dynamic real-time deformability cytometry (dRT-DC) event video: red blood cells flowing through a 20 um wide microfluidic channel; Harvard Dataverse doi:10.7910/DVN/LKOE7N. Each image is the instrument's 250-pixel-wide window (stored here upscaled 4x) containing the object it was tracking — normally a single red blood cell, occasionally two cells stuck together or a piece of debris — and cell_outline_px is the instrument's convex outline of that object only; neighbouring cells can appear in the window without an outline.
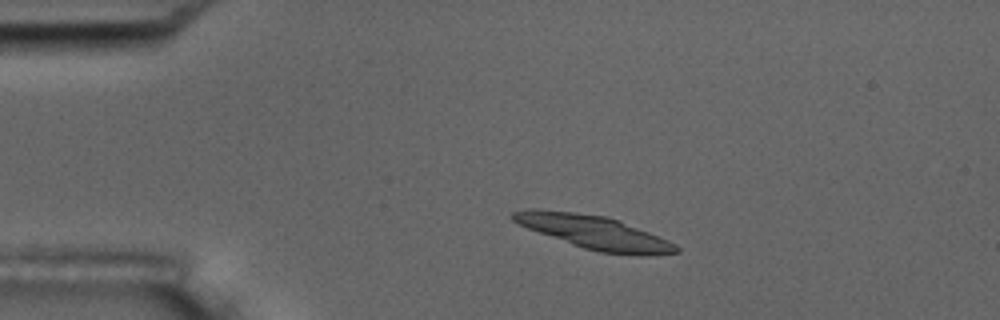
{"species": "common noctule bat (a hibernating species)", "species_latin": "Nyctalus noctula", "temperature_condition": "room temperature", "stored_images_in_passage": 4, "camera_frame_rate_fps": 3000, "um_per_image_px": 0.085, "animal": {"sex": "male", "body_mass_g": 17.5, "forearm_length_mm": 52.3}, "frame": {"image": 1, "passage_image": 3, "time_ms": 2.333, "image_size_px": [1000, 320], "cell_outline_px": [[680, 252], [648, 256], [640, 256], [600, 252], [584, 248], [572, 244], [516, 224], [508, 216], [512, 212], [532, 208], [536, 208], [608, 216], [620, 220], [668, 240], [676, 244], [680, 248]], "centroid_in_image_um": [50.51, 19.74], "position_along_channel_um": 34.5, "area_um2": 31.96}}